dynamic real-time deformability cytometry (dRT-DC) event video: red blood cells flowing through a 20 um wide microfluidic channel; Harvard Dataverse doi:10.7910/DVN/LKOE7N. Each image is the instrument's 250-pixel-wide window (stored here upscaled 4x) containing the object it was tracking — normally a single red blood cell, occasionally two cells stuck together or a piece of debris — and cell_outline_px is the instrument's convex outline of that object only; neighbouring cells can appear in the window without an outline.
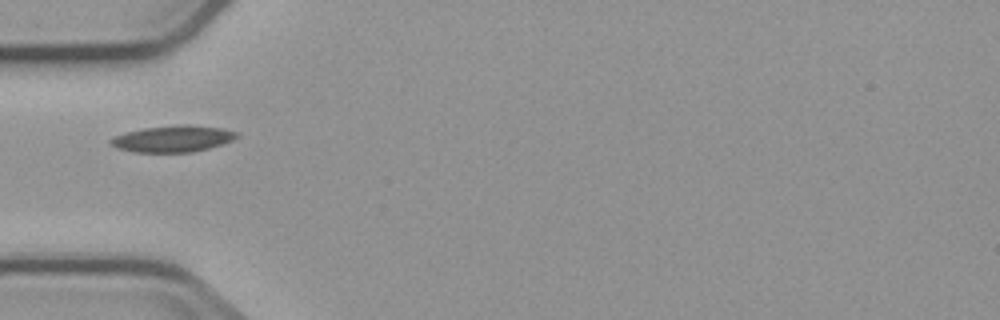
{"species": "common noctule bat (a hibernating species)", "species_latin": "Nyctalus noctula", "temperature_condition": "cold", "stored_images_in_passage": 1, "camera_frame_rate_fps": 3000, "um_per_image_px": 0.085, "animal": {"sex": "male", "body_mass_g": 23.1, "forearm_length_mm": 52.7}, "frame": {"image": 1, "passage_image": 1, "time_ms": 0.0, "image_size_px": [1000, 320], "cell_outline_px": [[240, 136], [232, 140], [208, 148], [192, 152], [136, 152], [116, 148], [108, 144], [108, 140], [112, 136], [124, 132], [144, 128], [180, 124], [188, 124], [224, 128], [240, 132]], "centroid_in_image_um": [14.67, 11.78], "position_along_channel_um": 70.3, "area_um2": 19.77}}